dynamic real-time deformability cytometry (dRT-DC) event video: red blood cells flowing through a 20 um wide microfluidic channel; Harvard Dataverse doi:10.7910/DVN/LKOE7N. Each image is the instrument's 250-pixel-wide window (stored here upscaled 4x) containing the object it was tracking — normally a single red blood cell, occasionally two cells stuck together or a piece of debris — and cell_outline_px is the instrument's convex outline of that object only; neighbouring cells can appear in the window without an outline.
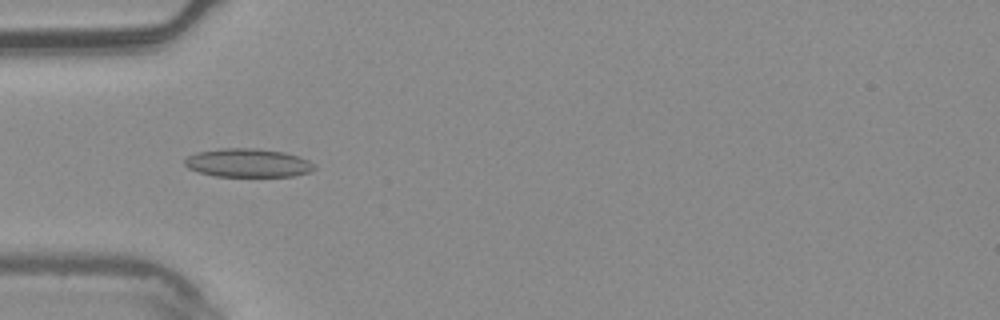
{"species": "common noctule bat (a hibernating species)", "species_latin": "Nyctalus noctula", "temperature_condition": "warm", "stored_images_in_passage": 7, "camera_frame_rate_fps": 3000, "um_per_image_px": 0.085, "animal": {"sex": "male", "body_mass_g": 20.4}, "frame": {"image": 1, "passage_image": 4, "time_ms": 1.0, "image_size_px": [1000, 320], "cell_outline_px": [[316, 168], [308, 172], [292, 176], [216, 176], [200, 172], [188, 168], [184, 164], [184, 160], [188, 156], [196, 152], [220, 148], [256, 148], [284, 152], [308, 160]], "centroid_in_image_um": [21.03, 13.84], "position_along_channel_um": 64.0, "area_um2": 21.39}}
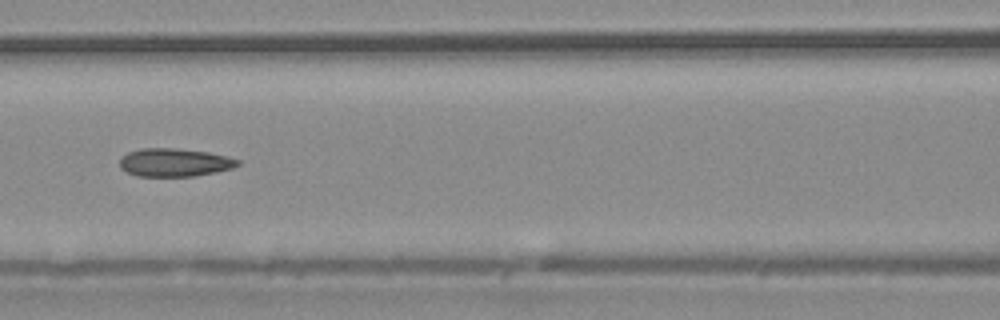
{"frame": {"image": 2, "passage_image": 6, "time_ms": 1.667, "image_size_px": [1000, 320], "cell_outline_px": [[240, 164], [232, 168], [216, 172], [196, 176], [136, 176], [120, 168], [120, 160], [128, 152], [140, 148], [176, 148], [208, 152], [228, 156], [240, 160]], "centroid_in_image_um": [14.86, 13.81], "position_along_channel_um": 151.7, "area_um2": 19.42}}
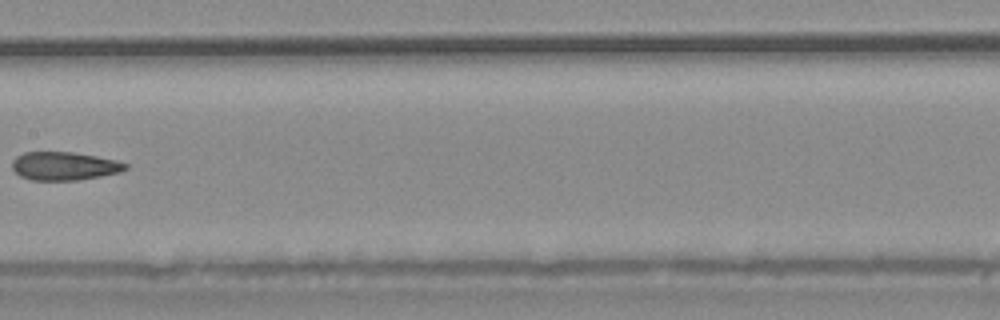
{"frame": {"image": 3, "passage_image": 7, "time_ms": 2.0, "image_size_px": [1000, 320], "cell_outline_px": [[128, 168], [120, 172], [100, 176], [76, 180], [32, 180], [20, 176], [12, 168], [12, 160], [16, 156], [24, 152], [72, 152], [96, 156], [128, 164]], "centroid_in_image_um": [5.43, 14.11], "position_along_channel_um": 202.0, "area_um2": 18.55}}